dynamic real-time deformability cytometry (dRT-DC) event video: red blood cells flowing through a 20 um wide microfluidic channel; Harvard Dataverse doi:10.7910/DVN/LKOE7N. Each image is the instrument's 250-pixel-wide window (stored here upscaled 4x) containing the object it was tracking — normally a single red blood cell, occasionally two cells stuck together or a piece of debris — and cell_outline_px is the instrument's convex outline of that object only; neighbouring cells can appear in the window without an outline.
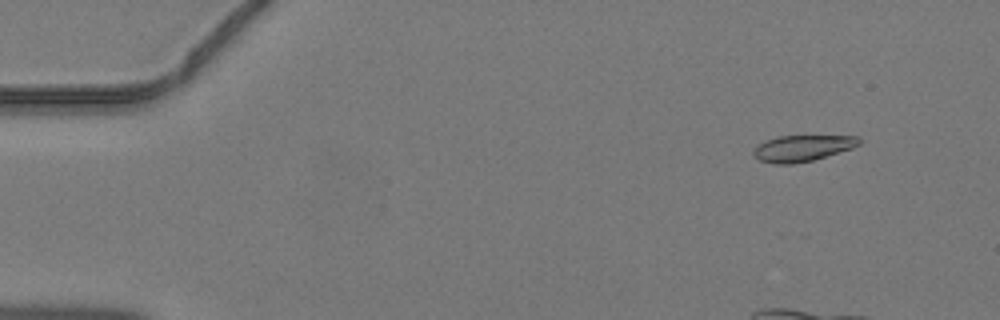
{"species": "common noctule bat (a hibernating species)", "species_latin": "Nyctalus noctula", "temperature_condition": "warm", "stored_images_in_passage": 16, "camera_frame_rate_fps": 3000, "um_per_image_px": 0.085, "animal": {"sex": "male", "body_mass_g": 19.2, "forearm_length_mm": 51.8}, "frame": {"image": 1, "passage_image": 5, "time_ms": 1.333, "image_size_px": [1000, 320], "cell_outline_px": [[860, 144], [852, 148], [812, 160], [792, 164], [776, 164], [760, 160], [752, 152], [764, 140], [776, 136], [860, 136]], "centroid_in_image_um": [68.21, 12.58], "position_along_channel_um": 16.8, "area_um2": 15.9}}